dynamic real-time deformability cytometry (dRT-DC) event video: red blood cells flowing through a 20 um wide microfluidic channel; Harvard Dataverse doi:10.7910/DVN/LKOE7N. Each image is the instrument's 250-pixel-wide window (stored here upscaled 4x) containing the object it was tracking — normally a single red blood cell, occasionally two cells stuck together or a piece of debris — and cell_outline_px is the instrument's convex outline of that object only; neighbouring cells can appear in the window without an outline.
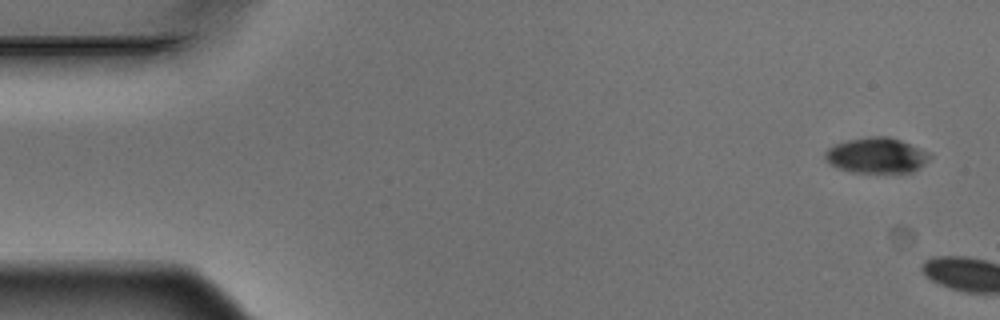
{"species": "Egyptian fruit bat (a non-hibernating species)", "species_latin": "Rousettus aegyptiacus", "temperature_condition": "warm", "stored_images_in_passage": 2, "camera_frame_rate_fps": 3000, "um_per_image_px": 0.085, "animal": {"sex": "male"}, "frame": {"image": 1, "passage_image": 1, "time_ms": 0.0, "image_size_px": [1000, 320], "cell_outline_px": [[932, 156], [924, 164], [912, 172], [852, 172], [836, 168], [828, 164], [824, 156], [824, 152], [828, 148], [836, 144], [848, 140], [872, 136], [888, 136], [900, 140], [920, 148], [928, 152]], "centroid_in_image_um": [74.48, 13.21], "position_along_channel_um": 10.5, "area_um2": 21.62}}